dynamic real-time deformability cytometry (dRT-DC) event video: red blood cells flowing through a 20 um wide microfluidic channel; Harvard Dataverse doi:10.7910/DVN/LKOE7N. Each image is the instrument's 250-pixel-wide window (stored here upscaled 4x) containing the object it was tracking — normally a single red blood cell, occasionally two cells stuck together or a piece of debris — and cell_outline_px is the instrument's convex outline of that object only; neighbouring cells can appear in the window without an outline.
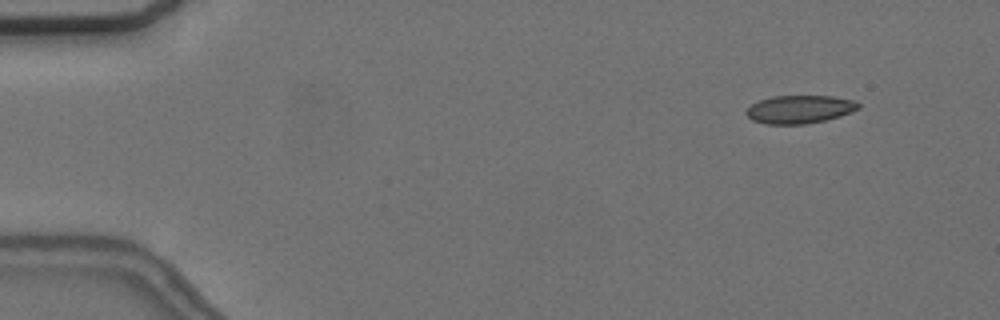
{"species": "common noctule bat (a hibernating species)", "species_latin": "Nyctalus noctula", "temperature_condition": "cold", "stored_images_in_passage": 5, "camera_frame_rate_fps": 3000, "um_per_image_px": 0.085, "animal": {"sex": "female", "body_mass_g": 24.6, "forearm_length_mm": 56.2}, "frame": {"image": 1, "passage_image": 2, "time_ms": 1.0, "image_size_px": [1000, 320], "cell_outline_px": [[860, 108], [840, 116], [824, 120], [804, 124], [764, 124], [752, 120], [744, 112], [752, 104], [760, 100], [772, 96], [832, 96], [852, 100], [860, 104]], "centroid_in_image_um": [67.94, 9.29], "position_along_channel_um": 17.1, "area_um2": 18.26}}
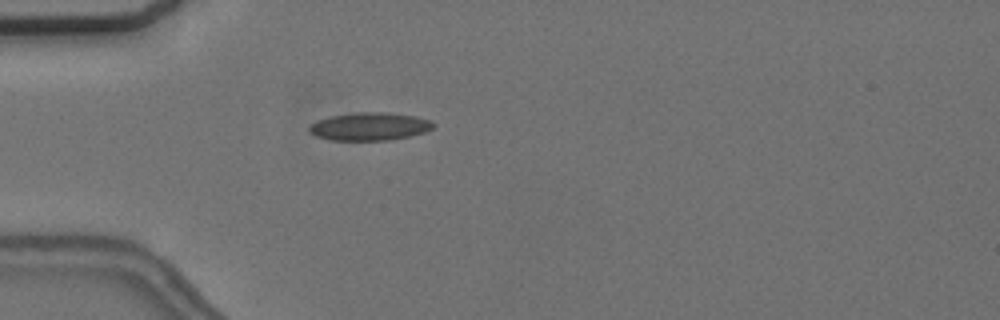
{"frame": {"image": 2, "passage_image": 5, "time_ms": 4.667, "image_size_px": [1000, 320], "cell_outline_px": [[436, 124], [432, 128], [424, 132], [408, 136], [388, 140], [332, 140], [316, 136], [308, 132], [308, 128], [316, 120], [332, 116], [356, 112], [388, 112], [416, 116], [432, 120]], "centroid_in_image_um": [31.43, 10.74], "position_along_channel_um": 53.6, "area_um2": 20.23}}